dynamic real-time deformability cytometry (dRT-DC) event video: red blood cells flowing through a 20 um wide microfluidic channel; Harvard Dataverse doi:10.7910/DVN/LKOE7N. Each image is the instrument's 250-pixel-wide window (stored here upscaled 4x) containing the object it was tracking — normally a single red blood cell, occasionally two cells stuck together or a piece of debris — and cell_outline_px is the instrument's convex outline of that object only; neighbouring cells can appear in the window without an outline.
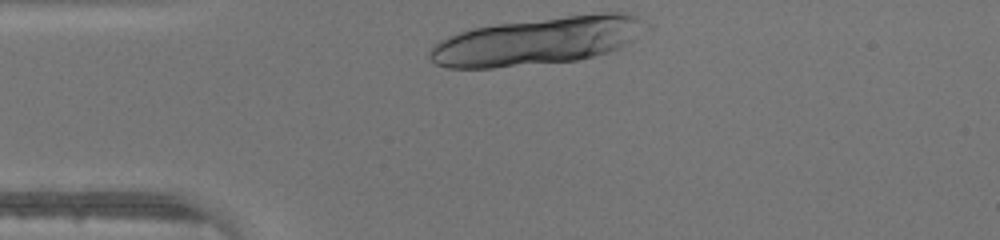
{"species": "human", "species_latin": "Homo sapiens", "temperature_condition": "warm", "stored_images_in_passage": 6, "camera_frame_rate_fps": 3000, "um_per_image_px": 0.085, "donor": {"sex": "male"}, "frame": {"image": 1, "passage_image": 1, "time_ms": 0.0, "image_size_px": [1000, 240], "cell_outline_px": [[652, 28], [620, 48], [608, 52], [576, 60], [492, 68], [448, 68], [436, 64], [428, 56], [428, 52], [432, 44], [448, 36], [472, 28], [496, 24], [604, 12], [620, 12], [636, 16], [652, 24]], "centroid_in_image_um": [45.73, 3.48], "position_along_channel_um": 39.3, "area_um2": 60.29}}